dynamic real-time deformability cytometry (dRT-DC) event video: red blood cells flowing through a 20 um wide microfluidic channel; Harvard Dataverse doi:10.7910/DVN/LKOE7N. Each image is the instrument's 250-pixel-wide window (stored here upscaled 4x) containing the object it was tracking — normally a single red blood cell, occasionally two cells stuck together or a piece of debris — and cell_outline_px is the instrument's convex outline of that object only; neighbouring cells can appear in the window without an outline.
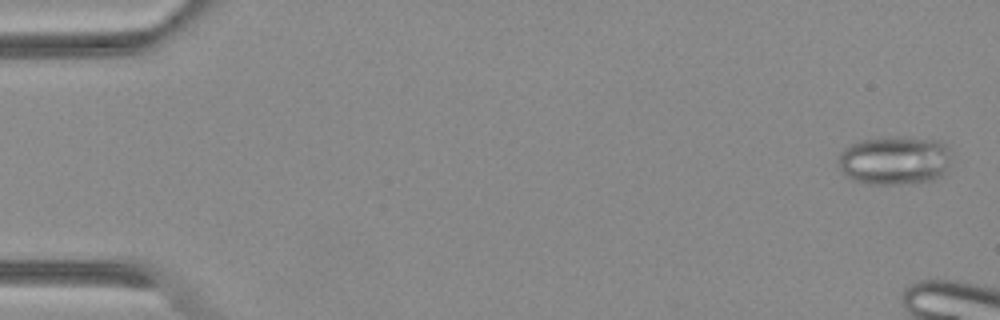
{"species": "Egyptian fruit bat (a non-hibernating species)", "species_latin": "Rousettus aegyptiacus", "temperature_condition": "warm", "stored_images_in_passage": 10, "camera_frame_rate_fps": 3000, "um_per_image_px": 0.085, "animal": {"sex": "female"}, "frame": {"image": 1, "passage_image": 2, "time_ms": 0.333, "image_size_px": [1000, 320], "cell_outline_px": [[948, 148], [944, 172], [936, 180], [892, 184], [868, 184], [852, 180], [844, 172], [836, 160], [840, 152], [844, 148], [860, 140], [940, 140]], "centroid_in_image_um": [75.96, 13.69], "position_along_channel_um": 9.0, "area_um2": 30.63}}